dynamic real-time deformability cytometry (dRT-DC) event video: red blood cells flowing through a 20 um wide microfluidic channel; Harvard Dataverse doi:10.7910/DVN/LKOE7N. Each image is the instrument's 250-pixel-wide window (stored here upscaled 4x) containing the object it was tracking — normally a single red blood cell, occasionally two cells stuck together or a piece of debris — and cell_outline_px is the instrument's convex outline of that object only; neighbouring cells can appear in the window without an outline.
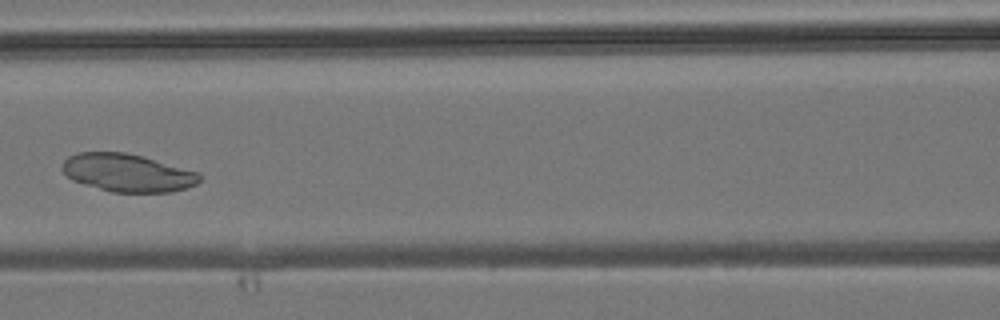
{"species": "common noctule bat (a hibernating species)", "species_latin": "Nyctalus noctula", "temperature_condition": "room temperature", "stored_images_in_passage": 6, "camera_frame_rate_fps": 3000, "um_per_image_px": 0.085, "animal": {"sex": "male", "body_mass_g": 19.2, "forearm_length_mm": 51.8}, "frame": {"image": 1, "passage_image": 6, "time_ms": 5.667, "image_size_px": [1000, 320], "cell_outline_px": [[200, 180], [196, 184], [172, 192], [112, 192], [84, 184], [72, 180], [60, 168], [64, 160], [68, 156], [76, 152], [124, 152], [144, 156], [200, 172]], "centroid_in_image_um": [10.83, 14.67], "position_along_channel_um": 155.8, "area_um2": 30.46}}